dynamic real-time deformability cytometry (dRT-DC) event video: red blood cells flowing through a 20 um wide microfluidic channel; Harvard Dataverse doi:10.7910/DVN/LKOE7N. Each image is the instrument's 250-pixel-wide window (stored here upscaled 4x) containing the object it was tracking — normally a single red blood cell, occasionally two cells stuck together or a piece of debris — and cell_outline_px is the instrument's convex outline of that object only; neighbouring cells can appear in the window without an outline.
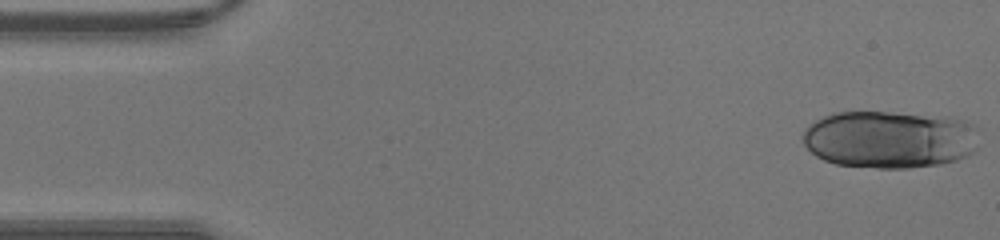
{"species": "human", "species_latin": "Homo sapiens", "temperature_condition": "warm", "stored_images_in_passage": 41, "camera_frame_rate_fps": 3000, "um_per_image_px": 0.085, "donor": {"sex": "male"}, "frame": {"image": 1, "passage_image": 1, "time_ms": 0.0, "image_size_px": [1000, 240], "cell_outline_px": [[980, 148], [968, 156], [956, 160], [940, 164], [908, 168], [876, 168], [836, 164], [824, 160], [816, 156], [804, 144], [800, 136], [804, 128], [808, 124], [824, 116], [836, 112], [888, 112], [964, 120], [980, 128]], "centroid_in_image_um": [75.65, 11.86], "position_along_channel_um": 9.4, "area_um2": 59.71}}
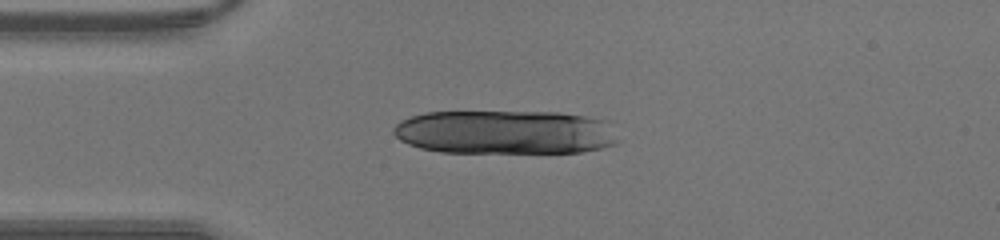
{"frame": {"image": 2, "passage_image": 10, "time_ms": 3.0, "image_size_px": [1000, 240], "cell_outline_px": [[620, 140], [616, 144], [604, 148], [580, 152], [440, 152], [420, 148], [408, 144], [400, 140], [392, 132], [392, 128], [400, 120], [412, 116], [428, 112], [560, 112], [608, 120]], "centroid_in_image_um": [42.97, 11.23], "position_along_channel_um": 42.0, "area_um2": 58.03}}
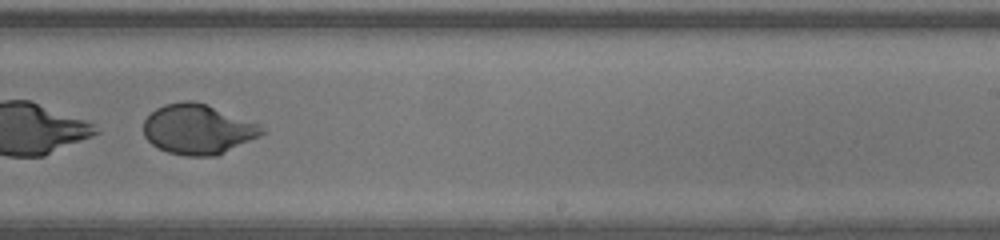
{"frame": {"image": 3, "passage_image": 26, "time_ms": 8.333, "image_size_px": [1000, 240], "cell_outline_px": [[268, 132], [260, 136], [216, 156], [184, 156], [168, 152], [152, 144], [144, 136], [144, 120], [156, 108], [164, 104], [184, 100], [192, 100], [204, 104], [260, 124]], "centroid_in_image_um": [16.83, 10.99], "position_along_channel_um": 272.2, "area_um2": 34.33}}